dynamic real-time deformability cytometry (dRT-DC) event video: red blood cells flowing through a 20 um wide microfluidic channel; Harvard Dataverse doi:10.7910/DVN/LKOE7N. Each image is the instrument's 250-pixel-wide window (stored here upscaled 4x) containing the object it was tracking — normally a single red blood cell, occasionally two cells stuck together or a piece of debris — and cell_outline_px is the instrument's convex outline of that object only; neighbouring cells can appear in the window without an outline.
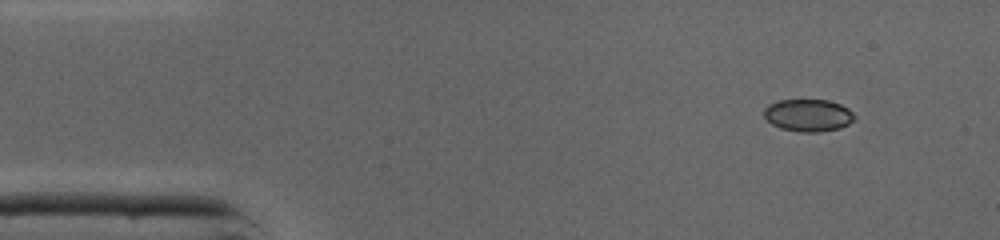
{"species": "common noctule bat (a hibernating species)", "species_latin": "Nyctalus noctula", "temperature_condition": "cold", "stored_images_in_passage": 6, "camera_frame_rate_fps": 3000, "um_per_image_px": 0.085, "animal": {"sex": "male", "body_mass_g": 19.0, "forearm_length_mm": 50.8}, "frame": {"image": 1, "passage_image": 1, "time_ms": 0.0, "image_size_px": [1000, 240], "cell_outline_px": [[856, 120], [840, 128], [816, 132], [800, 132], [780, 128], [772, 124], [764, 116], [764, 108], [768, 104], [776, 100], [828, 100], [840, 104], [848, 108], [856, 116]], "centroid_in_image_um": [68.7, 9.79], "position_along_channel_um": 16.3, "area_um2": 17.17}}